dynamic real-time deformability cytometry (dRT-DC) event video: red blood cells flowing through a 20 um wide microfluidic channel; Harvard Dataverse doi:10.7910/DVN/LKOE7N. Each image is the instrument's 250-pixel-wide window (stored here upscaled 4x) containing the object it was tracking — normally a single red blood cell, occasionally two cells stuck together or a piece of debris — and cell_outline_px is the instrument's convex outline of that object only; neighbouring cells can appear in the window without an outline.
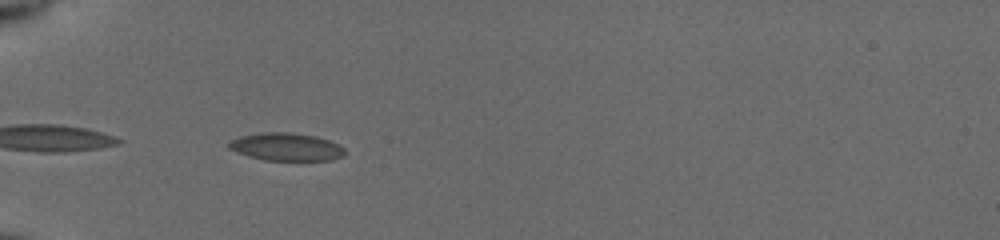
{"species": "common noctule bat (a hibernating species)", "species_latin": "Nyctalus noctula", "temperature_condition": "cold", "stored_images_in_passage": 9, "camera_frame_rate_fps": 3000, "um_per_image_px": 0.085, "animal": {"sex": "female", "body_mass_g": 19.5, "forearm_length_mm": 54.1}, "frame": {"image": 1, "passage_image": 2, "time_ms": 0.333, "image_size_px": [1000, 240], "cell_outline_px": [[344, 156], [332, 160], [264, 160], [248, 156], [236, 152], [228, 148], [228, 144], [232, 140], [240, 136], [260, 132], [288, 132], [316, 136], [340, 144], [344, 148]], "centroid_in_image_um": [24.34, 12.48], "position_along_channel_um": 60.7, "area_um2": 18.84}}
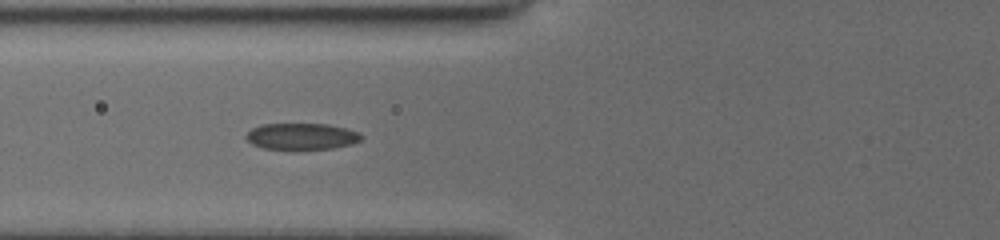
{"frame": {"image": 2, "passage_image": 6, "time_ms": 1.667, "image_size_px": [1000, 240], "cell_outline_px": [[364, 136], [360, 140], [352, 144], [332, 148], [296, 152], [292, 152], [264, 148], [252, 144], [244, 136], [252, 128], [260, 124], [328, 124], [360, 132]], "centroid_in_image_um": [25.62, 11.63], "position_along_channel_um": 100.2, "area_um2": 18.5}}